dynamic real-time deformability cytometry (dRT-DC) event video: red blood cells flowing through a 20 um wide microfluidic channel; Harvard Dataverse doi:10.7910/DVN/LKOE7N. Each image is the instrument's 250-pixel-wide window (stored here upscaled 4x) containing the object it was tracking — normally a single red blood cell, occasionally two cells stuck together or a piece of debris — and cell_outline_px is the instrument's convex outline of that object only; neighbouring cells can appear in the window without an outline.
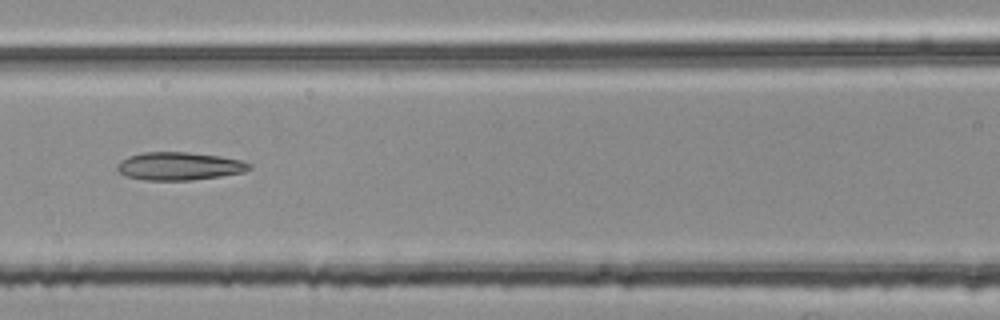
{"species": "common noctule bat (a hibernating species)", "species_latin": "Nyctalus noctula", "temperature_condition": "room temperature", "stored_images_in_passage": 42, "camera_frame_rate_fps": 3000, "um_per_image_px": 0.085, "animal": {"sex": "female", "body_mass_g": 25.1}, "frame": {"image": 1, "passage_image": 12, "time_ms": 3.667, "image_size_px": [1000, 320], "cell_outline_px": [[252, 168], [244, 172], [220, 176], [192, 180], [144, 180], [128, 176], [120, 172], [116, 168], [116, 164], [120, 160], [128, 156], [144, 152], [188, 152], [220, 156], [240, 160], [252, 164]], "centroid_in_image_um": [15.24, 14.12], "position_along_channel_um": 151.4, "area_um2": 21.56}}
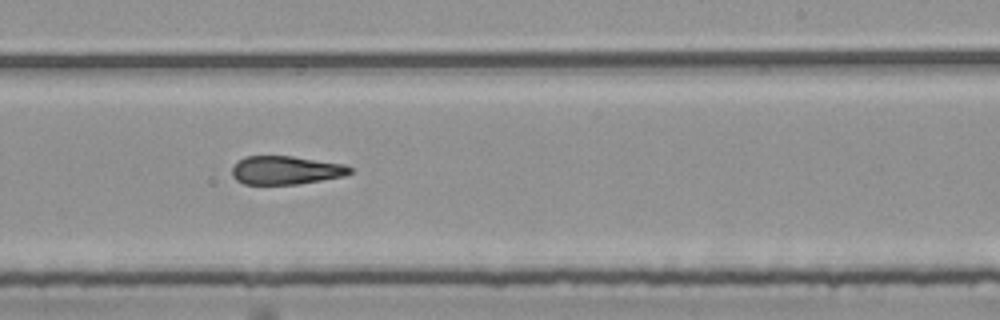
{"frame": {"image": 2, "passage_image": 21, "time_ms": 6.667, "image_size_px": [1000, 320], "cell_outline_px": [[352, 172], [344, 176], [296, 184], [244, 184], [236, 180], [232, 176], [232, 168], [244, 156], [292, 156], [344, 164], [352, 168]], "centroid_in_image_um": [24.29, 14.46], "position_along_channel_um": 264.7, "area_um2": 19.42}}
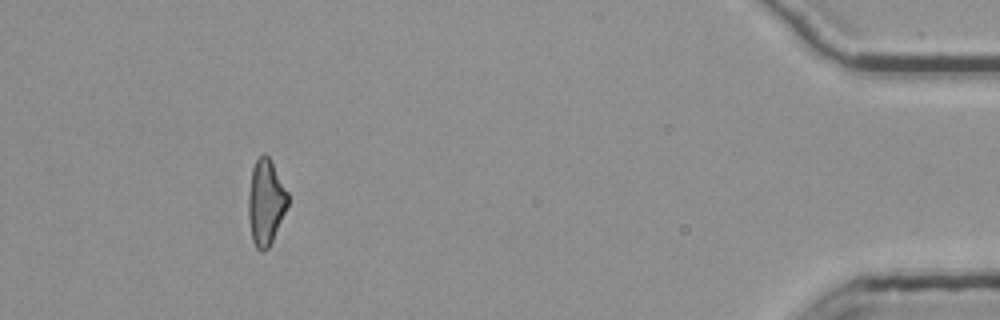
{"frame": {"image": 3, "passage_image": 38, "time_ms": 12.333, "image_size_px": [1000, 320], "cell_outline_px": [[288, 204], [272, 240], [268, 248], [264, 252], [260, 252], [256, 248], [252, 240], [248, 216], [248, 192], [252, 168], [256, 160], [264, 152], [268, 156], [288, 192]], "centroid_in_image_um": [22.56, 17.2], "position_along_channel_um": 412.6, "area_um2": 19.54}, "authors_computed_cell_mechanics": {"area_um2": 20.4034, "velocity_mm_per_s": 3.799, "shape_relaxation_time_tau1_ms": null, "shape_relaxation_time_tau2_ms": 3.4133, "deformation_change_tau1": null, "deformation_change_tau2": 0.1443}}